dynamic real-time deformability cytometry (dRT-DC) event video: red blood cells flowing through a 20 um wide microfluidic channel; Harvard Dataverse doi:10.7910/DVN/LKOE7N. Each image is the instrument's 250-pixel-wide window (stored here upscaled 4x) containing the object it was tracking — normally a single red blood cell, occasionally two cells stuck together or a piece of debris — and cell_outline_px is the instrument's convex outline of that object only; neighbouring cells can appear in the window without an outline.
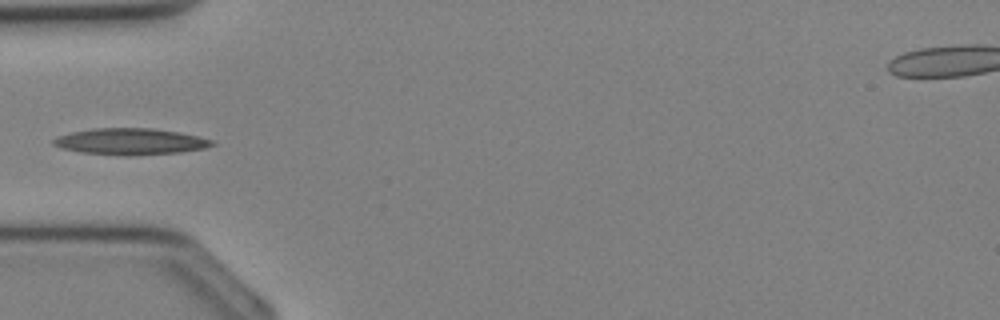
{"species": "Egyptian fruit bat (a non-hibernating species)", "species_latin": "Rousettus aegyptiacus", "temperature_condition": "cold", "stored_images_in_passage": 35, "camera_frame_rate_fps": 3000, "um_per_image_px": 0.085, "animal": {"sex": "female"}, "frame": {"image": 1, "passage_image": 12, "time_ms": 3.667, "image_size_px": [1000, 320], "cell_outline_px": [[216, 144], [204, 148], [180, 152], [128, 156], [80, 152], [60, 148], [52, 144], [52, 140], [56, 136], [72, 132], [92, 128], [152, 128], [200, 136], [216, 140]], "centroid_in_image_um": [11.08, 12.03], "position_along_channel_um": 73.9, "area_um2": 24.57}}
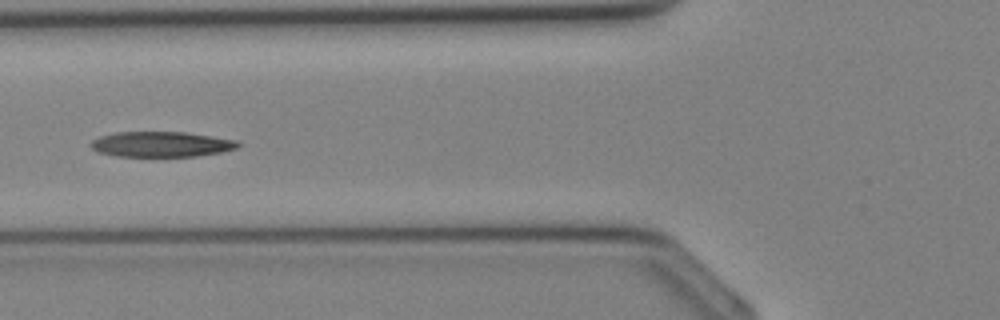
{"frame": {"image": 2, "passage_image": 14, "time_ms": 4.333, "image_size_px": [1000, 320], "cell_outline_px": [[240, 144], [236, 148], [220, 152], [196, 156], [116, 156], [96, 152], [88, 144], [92, 140], [100, 136], [116, 132], [184, 132], [212, 136], [236, 140]], "centroid_in_image_um": [13.65, 12.26], "position_along_channel_um": 112.1, "area_um2": 21.68}}
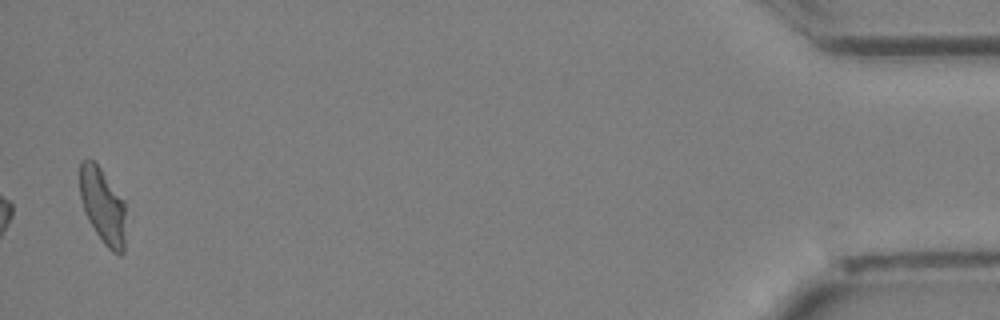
{"frame": {"image": 3, "passage_image": 35, "time_ms": 11.333, "image_size_px": [1000, 320], "cell_outline_px": [[124, 252], [120, 256], [112, 252], [104, 244], [88, 220], [84, 212], [80, 196], [80, 160], [92, 160], [100, 168], [124, 200]], "centroid_in_image_um": [8.72, 17.52], "position_along_channel_um": 426.5, "area_um2": 20.06}}